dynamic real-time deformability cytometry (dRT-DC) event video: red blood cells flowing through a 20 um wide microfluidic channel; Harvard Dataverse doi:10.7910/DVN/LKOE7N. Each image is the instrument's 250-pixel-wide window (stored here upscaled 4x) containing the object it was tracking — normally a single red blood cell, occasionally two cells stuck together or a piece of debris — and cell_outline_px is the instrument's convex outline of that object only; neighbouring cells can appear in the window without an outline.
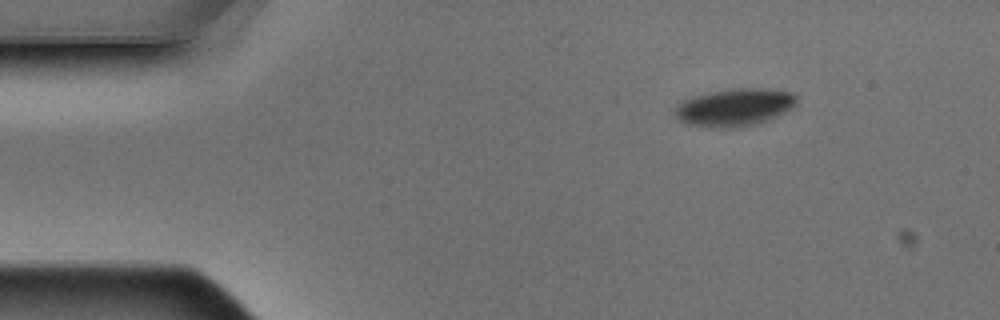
{"species": "Egyptian fruit bat (a non-hibernating species)", "species_latin": "Rousettus aegyptiacus", "temperature_condition": "warm", "stored_images_in_passage": 5, "camera_frame_rate_fps": 3000, "um_per_image_px": 0.085, "animal": {"sex": "male"}, "frame": {"image": 1, "passage_image": 1, "time_ms": 0.0, "image_size_px": [1000, 320], "cell_outline_px": [[796, 104], [792, 108], [772, 120], [760, 124], [740, 128], [708, 128], [684, 124], [676, 120], [672, 116], [672, 112], [676, 104], [680, 100], [692, 96], [708, 92], [736, 88], [764, 88], [792, 92], [796, 96]], "centroid_in_image_um": [62.36, 9.15], "position_along_channel_um": 22.6, "area_um2": 27.86}}
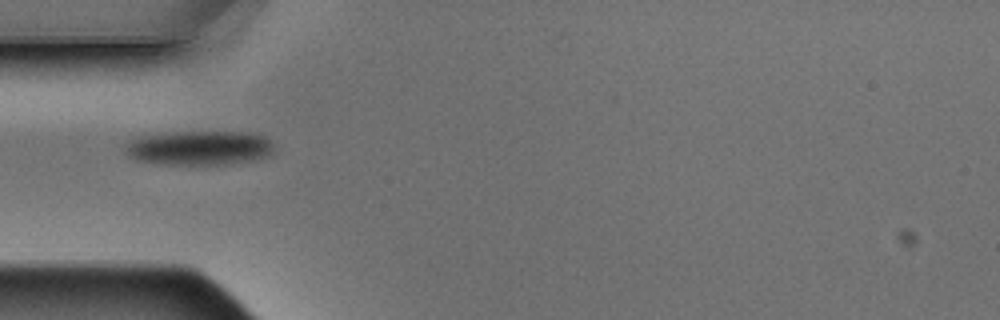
{"frame": {"image": 2, "passage_image": 4, "time_ms": 1.0, "image_size_px": [1000, 320], "cell_outline_px": [[272, 152], [268, 156], [252, 160], [228, 164], [160, 164], [136, 160], [128, 156], [124, 152], [124, 148], [136, 136], [168, 132], [252, 132], [264, 136], [272, 144]], "centroid_in_image_um": [16.89, 12.56], "position_along_channel_um": 68.1, "area_um2": 29.94}}
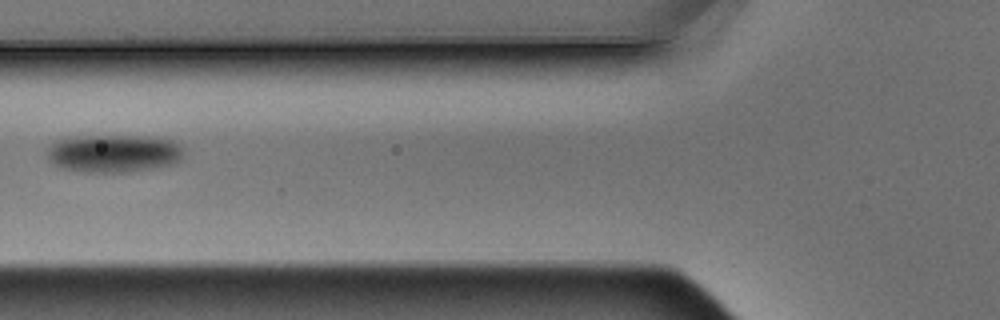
{"frame": {"image": 3, "passage_image": 5, "time_ms": 1.333, "image_size_px": [1000, 320], "cell_outline_px": [[184, 152], [180, 160], [176, 164], [132, 172], [84, 172], [56, 168], [48, 160], [48, 148], [56, 140], [76, 136], [156, 136], [172, 140], [180, 144], [184, 148]], "centroid_in_image_um": [9.69, 13.04], "position_along_channel_um": 116.1, "area_um2": 30.87}}